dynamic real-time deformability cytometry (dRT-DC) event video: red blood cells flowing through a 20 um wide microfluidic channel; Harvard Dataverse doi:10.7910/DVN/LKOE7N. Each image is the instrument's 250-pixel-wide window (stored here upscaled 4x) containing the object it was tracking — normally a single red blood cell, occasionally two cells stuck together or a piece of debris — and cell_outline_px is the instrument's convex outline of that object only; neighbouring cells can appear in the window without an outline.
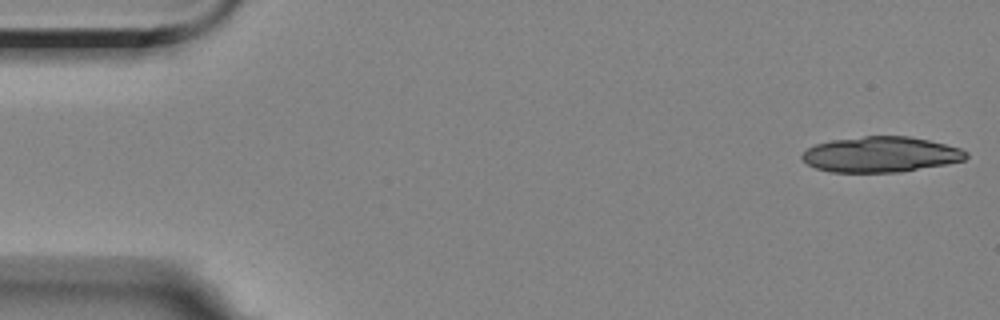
{"species": "Egyptian fruit bat (a non-hibernating species)", "species_latin": "Rousettus aegyptiacus", "temperature_condition": "room temperature", "stored_images_in_passage": 22, "segment_of_instrument_passage": [1, 2], "camera_frame_rate_fps": 3000, "um_per_image_px": 0.085, "animal": {"sex": "female"}, "frame": {"image": 1, "passage_image": 1, "time_ms": 0.0, "image_size_px": [1000, 320], "cell_outline_px": [[968, 156], [964, 160], [948, 164], [900, 172], [828, 172], [816, 168], [808, 164], [800, 156], [808, 148], [816, 144], [832, 140], [864, 136], [908, 136], [928, 140], [960, 148], [968, 152]], "centroid_in_image_um": [74.87, 13.13], "position_along_channel_um": 10.1, "area_um2": 33.93}}